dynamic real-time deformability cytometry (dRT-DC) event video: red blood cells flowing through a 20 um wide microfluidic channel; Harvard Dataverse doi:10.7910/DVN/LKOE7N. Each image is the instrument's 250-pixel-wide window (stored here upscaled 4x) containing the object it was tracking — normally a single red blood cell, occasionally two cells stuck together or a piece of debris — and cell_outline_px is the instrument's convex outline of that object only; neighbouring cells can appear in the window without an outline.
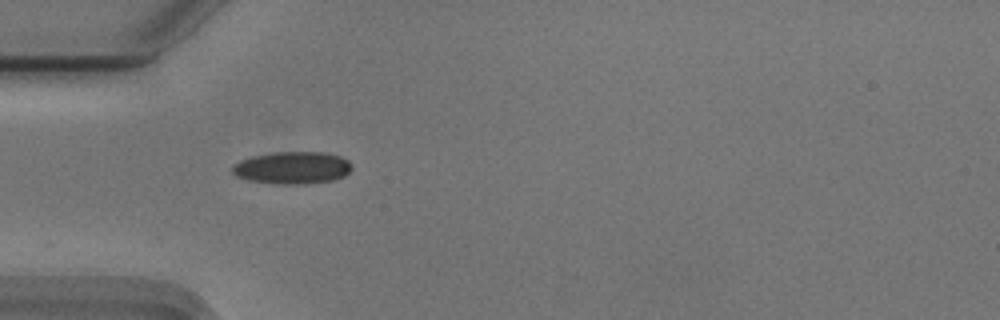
{"species": "Egyptian fruit bat (a non-hibernating species)", "species_latin": "Rousettus aegyptiacus", "temperature_condition": "cold", "stored_images_in_passage": 27, "camera_frame_rate_fps": 3000, "um_per_image_px": 0.085, "animal": {"sex": "male"}, "frame": {"image": 1, "passage_image": 1, "time_ms": 0.0, "image_size_px": [1000, 320], "cell_outline_px": [[352, 168], [344, 176], [332, 180], [300, 184], [276, 184], [248, 180], [236, 176], [232, 172], [232, 164], [240, 160], [252, 156], [272, 152], [324, 152], [340, 156], [348, 160], [352, 164]], "centroid_in_image_um": [24.83, 14.25], "position_along_channel_um": 60.2, "area_um2": 22.6}}
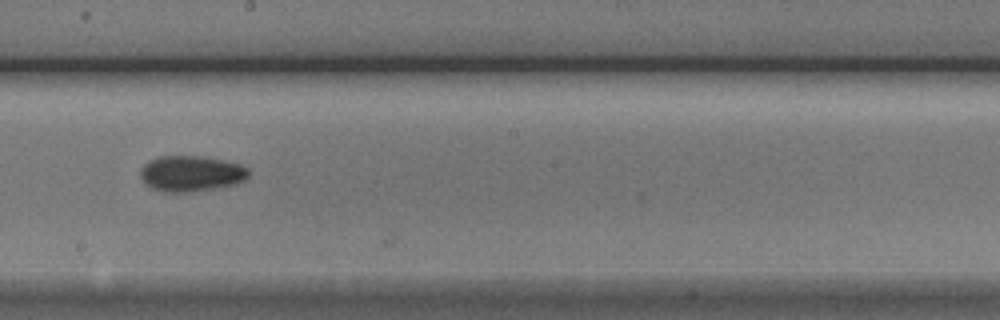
{"frame": {"image": 2, "passage_image": 15, "time_ms": 4.667, "image_size_px": [1000, 320], "cell_outline_px": [[248, 176], [244, 180], [236, 184], [220, 188], [192, 192], [164, 192], [152, 188], [140, 176], [140, 168], [144, 164], [160, 156], [204, 156], [224, 160], [240, 164], [248, 168]], "centroid_in_image_um": [16.28, 14.76], "position_along_channel_um": 231.9, "area_um2": 22.66}}
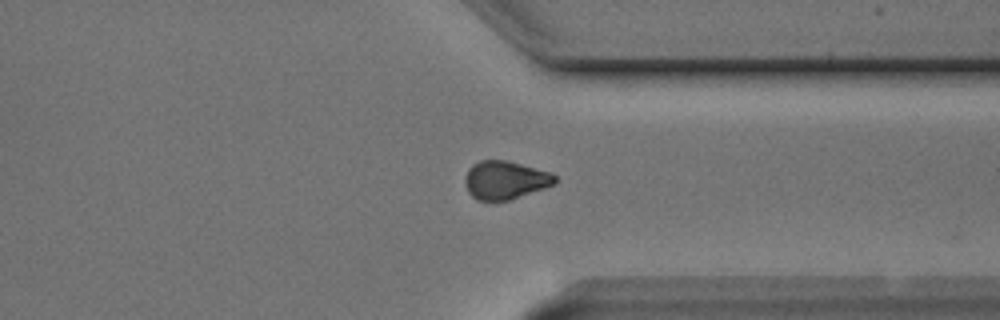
{"frame": {"image": 3, "passage_image": 26, "time_ms": 8.333, "image_size_px": [1000, 320], "cell_outline_px": [[556, 184], [508, 200], [476, 200], [468, 192], [464, 184], [464, 180], [468, 168], [472, 164], [480, 160], [508, 160], [552, 172], [556, 176]], "centroid_in_image_um": [42.93, 15.29], "position_along_channel_um": 368.5, "area_um2": 20.23}}